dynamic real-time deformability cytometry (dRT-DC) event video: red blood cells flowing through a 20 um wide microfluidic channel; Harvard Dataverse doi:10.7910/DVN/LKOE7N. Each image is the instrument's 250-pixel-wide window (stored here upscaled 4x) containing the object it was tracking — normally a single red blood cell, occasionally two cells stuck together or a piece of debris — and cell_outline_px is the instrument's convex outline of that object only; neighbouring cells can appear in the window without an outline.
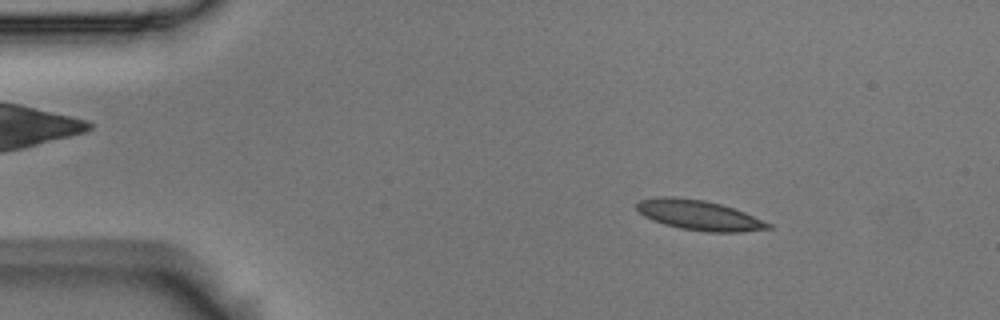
{"species": "Egyptian fruit bat (a non-hibernating species)", "species_latin": "Rousettus aegyptiacus", "temperature_condition": "room temperature", "stored_images_in_passage": 4, "camera_frame_rate_fps": 3000, "um_per_image_px": 0.085, "animal": {"sex": "male"}, "frame": {"image": 1, "passage_image": 2, "time_ms": 0.333, "image_size_px": [1000, 320], "cell_outline_px": [[772, 228], [740, 232], [708, 232], [680, 228], [664, 224], [652, 220], [644, 216], [636, 208], [636, 204], [640, 200], [660, 196], [672, 196], [704, 200], [720, 204], [744, 212], [772, 224]], "centroid_in_image_um": [59.4, 18.29], "position_along_channel_um": 25.6, "area_um2": 22.83}}